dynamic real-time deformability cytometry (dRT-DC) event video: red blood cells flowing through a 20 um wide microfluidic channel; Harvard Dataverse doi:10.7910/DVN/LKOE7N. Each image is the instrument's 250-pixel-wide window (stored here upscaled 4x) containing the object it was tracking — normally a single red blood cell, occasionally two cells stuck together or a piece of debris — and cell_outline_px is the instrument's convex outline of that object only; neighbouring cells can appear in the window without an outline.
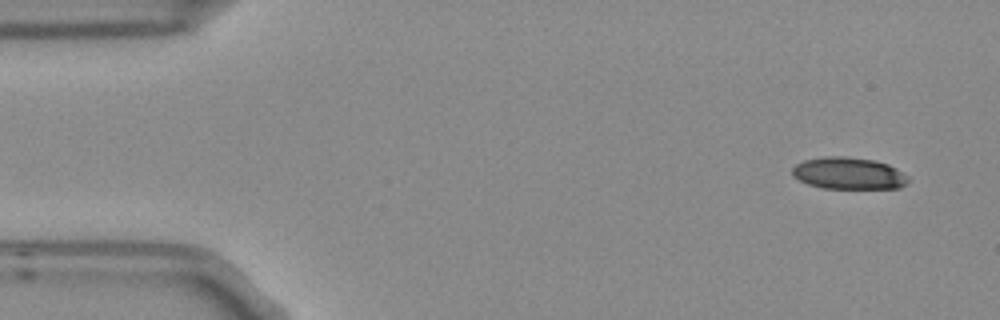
{"species": "Egyptian fruit bat (a non-hibernating species)", "species_latin": "Rousettus aegyptiacus", "temperature_condition": "room temperature", "stored_images_in_passage": 4, "camera_frame_rate_fps": 3000, "um_per_image_px": 0.085, "frame": {"image": 1, "passage_image": 1, "time_ms": 0.0, "image_size_px": [1000, 320], "cell_outline_px": [[908, 184], [900, 188], [824, 188], [808, 184], [792, 176], [792, 168], [796, 164], [804, 160], [824, 156], [844, 156], [872, 160], [888, 164], [896, 168], [908, 176]], "centroid_in_image_um": [72.13, 14.73], "position_along_channel_um": 12.9, "area_um2": 21.56}}
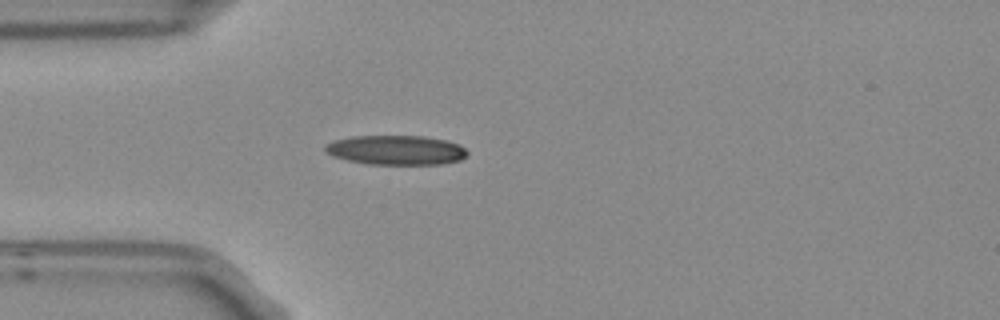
{"frame": {"image": 2, "passage_image": 4, "time_ms": 1.0, "image_size_px": [1000, 320], "cell_outline_px": [[468, 152], [460, 160], [440, 164], [368, 164], [348, 160], [332, 156], [324, 152], [324, 144], [336, 140], [352, 136], [424, 136], [448, 140], [460, 144]], "centroid_in_image_um": [33.65, 12.75], "position_along_channel_um": 51.4, "area_um2": 24.51}}